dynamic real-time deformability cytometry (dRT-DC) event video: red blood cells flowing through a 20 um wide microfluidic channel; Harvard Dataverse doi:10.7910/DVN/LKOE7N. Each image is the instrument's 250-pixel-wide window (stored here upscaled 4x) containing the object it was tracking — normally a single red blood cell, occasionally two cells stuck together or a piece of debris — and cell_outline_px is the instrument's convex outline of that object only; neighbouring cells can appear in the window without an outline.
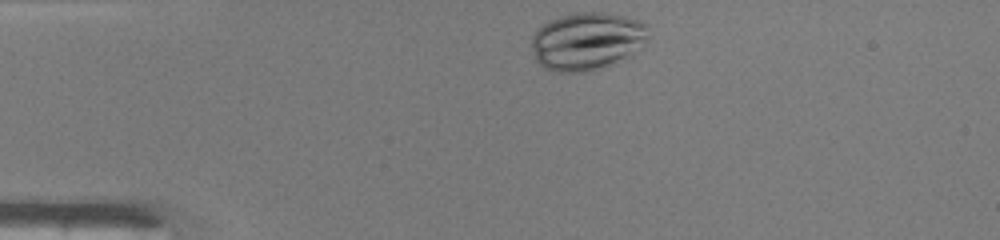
{"species": "common noctule bat (a hibernating species)", "species_latin": "Nyctalus noctula", "temperature_condition": "warm", "stored_images_in_passage": 31, "camera_frame_rate_fps": 3000, "um_per_image_px": 0.085, "animal": {"sex": "male", "body_mass_g": 19.0, "forearm_length_mm": 50.8}, "frame": {"image": 1, "passage_image": 1, "time_ms": 0.0, "image_size_px": [1000, 240], "cell_outline_px": [[648, 36], [644, 44], [632, 56], [588, 72], [556, 72], [544, 68], [536, 60], [532, 48], [532, 36], [548, 20], [560, 16], [576, 12], [604, 12], [624, 16], [640, 20], [644, 24]], "centroid_in_image_um": [49.9, 3.5], "position_along_channel_um": 35.1, "area_um2": 39.36}}
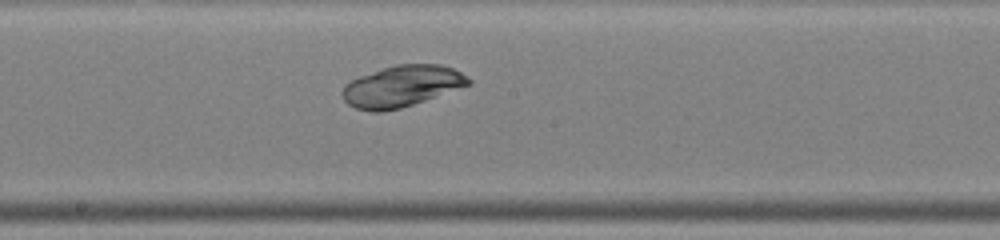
{"frame": {"image": 2, "passage_image": 17, "time_ms": 5.333, "image_size_px": [1000, 240], "cell_outline_px": [[472, 84], [400, 108], [380, 112], [372, 112], [356, 108], [348, 104], [344, 100], [344, 84], [360, 76], [396, 64], [440, 64], [452, 68], [468, 76], [472, 80]], "centroid_in_image_um": [34.18, 7.32], "position_along_channel_um": 214.0, "area_um2": 30.0}}
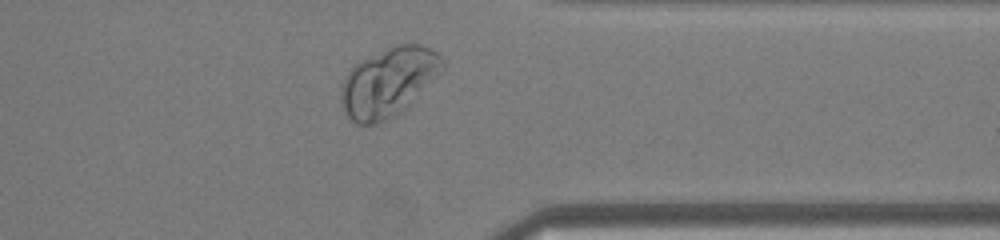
{"frame": {"image": 3, "passage_image": 29, "time_ms": 9.333, "image_size_px": [1000, 240], "cell_outline_px": [[444, 68], [408, 108], [396, 116], [376, 124], [356, 124], [344, 112], [340, 96], [344, 76], [360, 60], [396, 44], [420, 44], [436, 52], [444, 60]], "centroid_in_image_um": [33.02, 7.0], "position_along_channel_um": 378.4, "area_um2": 40.81}}